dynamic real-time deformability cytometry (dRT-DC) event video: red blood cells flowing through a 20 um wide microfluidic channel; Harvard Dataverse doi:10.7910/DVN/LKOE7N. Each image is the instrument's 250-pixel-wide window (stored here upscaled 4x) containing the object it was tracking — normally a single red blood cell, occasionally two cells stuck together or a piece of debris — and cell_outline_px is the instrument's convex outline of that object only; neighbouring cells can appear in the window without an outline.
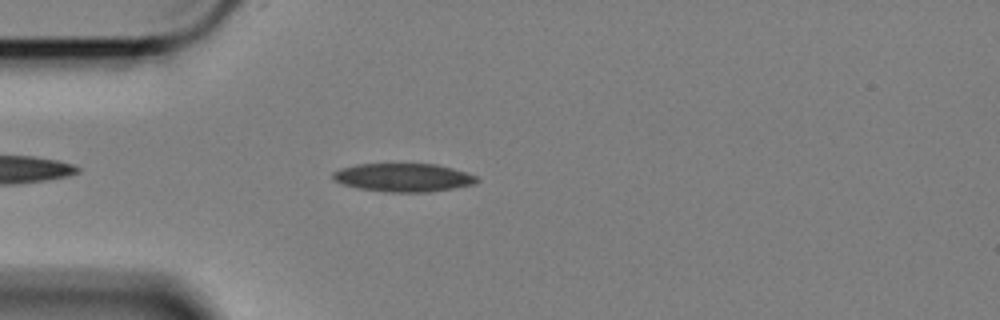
{"species": "Egyptian fruit bat (a non-hibernating species)", "species_latin": "Rousettus aegyptiacus", "temperature_condition": "cold", "stored_images_in_passage": 39, "camera_frame_rate_fps": 3000, "um_per_image_px": 0.085, "animal": {"sex": "female"}, "frame": {"image": 1, "passage_image": 5, "time_ms": 1.333, "image_size_px": [1000, 320], "cell_outline_px": [[480, 180], [472, 184], [452, 188], [428, 192], [384, 192], [360, 188], [344, 184], [336, 180], [332, 176], [332, 172], [340, 168], [356, 164], [436, 164], [452, 168], [476, 176]], "centroid_in_image_um": [34.26, 15.08], "position_along_channel_um": 50.7, "area_um2": 23.52}}
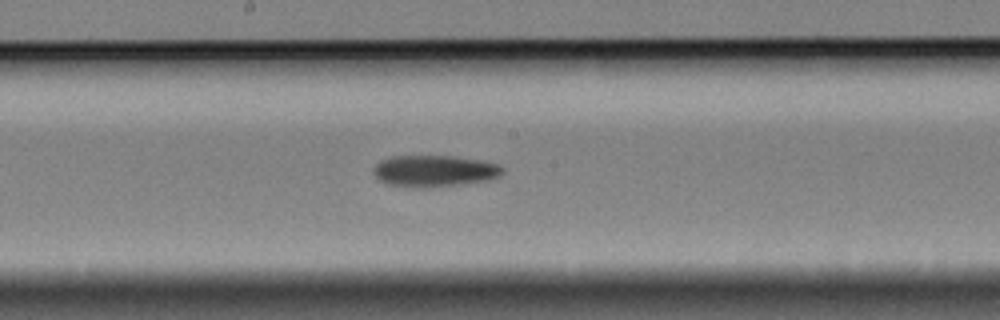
{"frame": {"image": 2, "passage_image": 20, "time_ms": 6.333, "image_size_px": [1000, 320], "cell_outline_px": [[504, 172], [500, 176], [484, 180], [460, 184], [416, 188], [388, 184], [380, 180], [372, 172], [372, 168], [380, 160], [392, 156], [456, 156], [480, 160], [496, 164], [504, 168]], "centroid_in_image_um": [36.88, 14.52], "position_along_channel_um": 211.3, "area_um2": 23.58}}
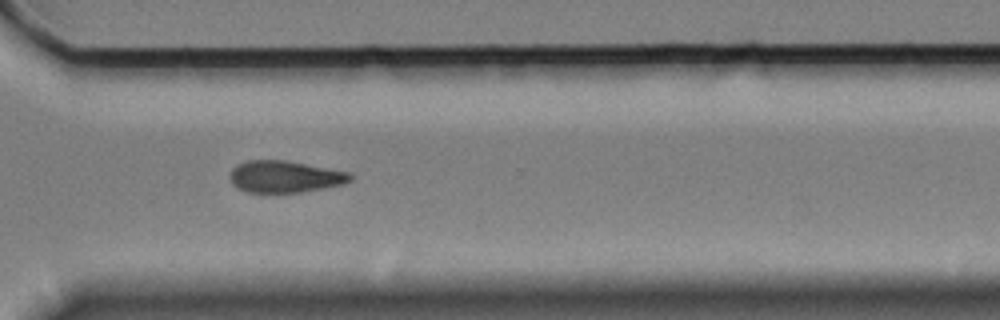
{"frame": {"image": 3, "passage_image": 32, "time_ms": 10.333, "image_size_px": [1000, 320], "cell_outline_px": [[352, 180], [344, 184], [324, 188], [300, 192], [248, 192], [236, 188], [232, 184], [232, 168], [236, 164], [248, 160], [284, 160], [348, 172], [352, 176]], "centroid_in_image_um": [24.21, 15.02], "position_along_channel_um": 346.4, "area_um2": 22.08}}